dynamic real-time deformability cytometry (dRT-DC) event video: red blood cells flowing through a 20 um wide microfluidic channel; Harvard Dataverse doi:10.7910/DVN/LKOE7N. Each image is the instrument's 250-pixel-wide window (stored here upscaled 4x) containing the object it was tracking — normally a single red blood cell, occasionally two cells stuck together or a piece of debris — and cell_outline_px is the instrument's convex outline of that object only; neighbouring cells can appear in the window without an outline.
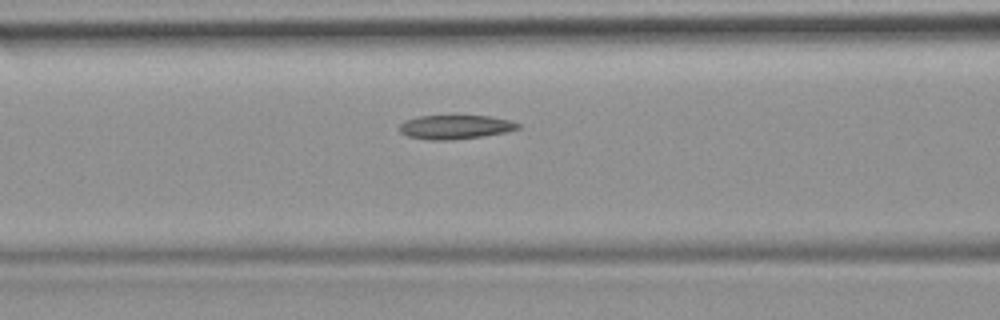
{"species": "common noctule bat (a hibernating species)", "species_latin": "Nyctalus noctula", "temperature_condition": "room temperature", "stored_images_in_passage": 32, "camera_frame_rate_fps": 3000, "um_per_image_px": 0.085, "animal": {"sex": "female", "body_mass_g": 19.9}, "frame": {"image": 1, "passage_image": 5, "time_ms": 1.333, "image_size_px": [1000, 320], "cell_outline_px": [[520, 128], [508, 132], [452, 140], [432, 140], [408, 136], [400, 132], [400, 124], [404, 120], [420, 116], [488, 116], [508, 120], [520, 124]], "centroid_in_image_um": [38.69, 10.8], "position_along_channel_um": 127.9, "area_um2": 16.42}}
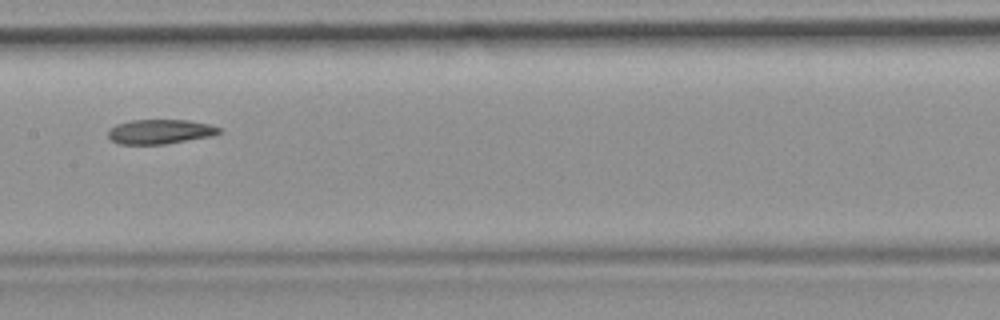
{"frame": {"image": 2, "passage_image": 10, "time_ms": 3.0, "image_size_px": [1000, 320], "cell_outline_px": [[224, 132], [212, 136], [164, 144], [120, 144], [112, 140], [108, 136], [108, 128], [116, 124], [132, 120], [188, 120], [208, 124], [220, 128]], "centroid_in_image_um": [13.61, 11.19], "position_along_channel_um": 193.8, "area_um2": 15.9}}